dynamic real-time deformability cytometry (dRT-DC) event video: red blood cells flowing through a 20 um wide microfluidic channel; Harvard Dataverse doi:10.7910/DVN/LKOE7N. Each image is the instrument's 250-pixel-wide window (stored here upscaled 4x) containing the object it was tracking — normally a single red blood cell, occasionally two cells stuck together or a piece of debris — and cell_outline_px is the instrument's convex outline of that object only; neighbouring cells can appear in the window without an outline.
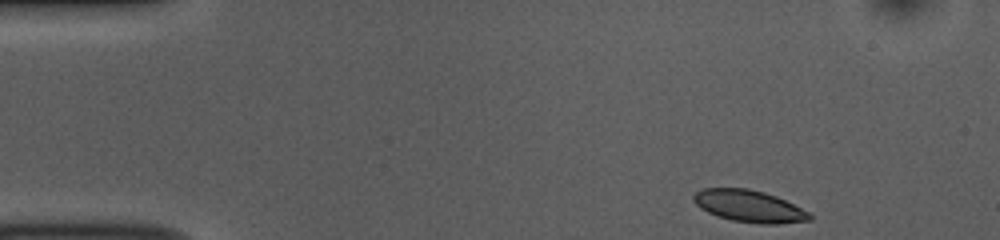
{"species": "common noctule bat (a hibernating species)", "species_latin": "Nyctalus noctula", "temperature_condition": "room temperature", "stored_images_in_passage": 48, "camera_frame_rate_fps": 3000, "um_per_image_px": 0.085, "animal": {"sex": "female", "body_mass_g": 10.0, "forearm_length_mm": 53.1}, "frame": {"image": 1, "passage_image": 1, "time_ms": 0.0, "image_size_px": [1000, 240], "cell_outline_px": [[812, 220], [780, 224], [760, 224], [732, 220], [716, 216], [700, 208], [692, 200], [692, 196], [696, 192], [704, 188], [748, 188], [764, 192], [776, 196], [808, 212], [812, 216]], "centroid_in_image_um": [63.65, 17.53], "position_along_channel_um": 21.3, "area_um2": 21.62}}
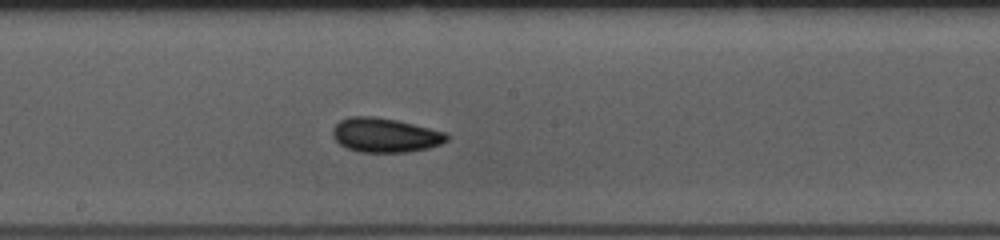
{"frame": {"image": 2, "passage_image": 23, "time_ms": 7.333, "image_size_px": [1000, 240], "cell_outline_px": [[448, 140], [440, 144], [428, 148], [408, 152], [360, 152], [348, 148], [340, 144], [332, 136], [332, 128], [340, 120], [348, 116], [376, 116], [396, 120], [444, 132], [448, 136]], "centroid_in_image_um": [32.69, 11.48], "position_along_channel_um": 215.5, "area_um2": 22.72}}
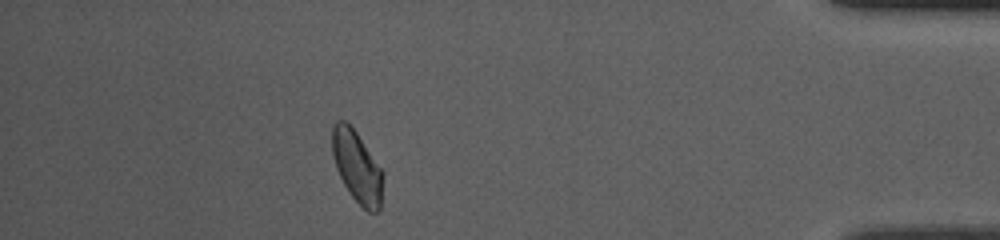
{"frame": {"image": 3, "passage_image": 42, "time_ms": 13.667, "image_size_px": [1000, 240], "cell_outline_px": [[384, 176], [380, 208], [376, 212], [368, 212], [352, 196], [344, 184], [336, 168], [332, 152], [332, 124], [336, 120], [344, 120], [356, 132], [384, 172]], "centroid_in_image_um": [30.35, 14.17], "position_along_channel_um": 404.8, "area_um2": 21.1}, "authors_computed_cell_mechanics": {"area_um2": 21.6461, "velocity_mm_per_s": 3.728, "shape_relaxation_time_tau1_ms": 6.3988, "shape_relaxation_time_tau2_ms": 2.8127, "deformation_change_tau1": 0.1589, "deformation_change_tau2": 0.0671}}